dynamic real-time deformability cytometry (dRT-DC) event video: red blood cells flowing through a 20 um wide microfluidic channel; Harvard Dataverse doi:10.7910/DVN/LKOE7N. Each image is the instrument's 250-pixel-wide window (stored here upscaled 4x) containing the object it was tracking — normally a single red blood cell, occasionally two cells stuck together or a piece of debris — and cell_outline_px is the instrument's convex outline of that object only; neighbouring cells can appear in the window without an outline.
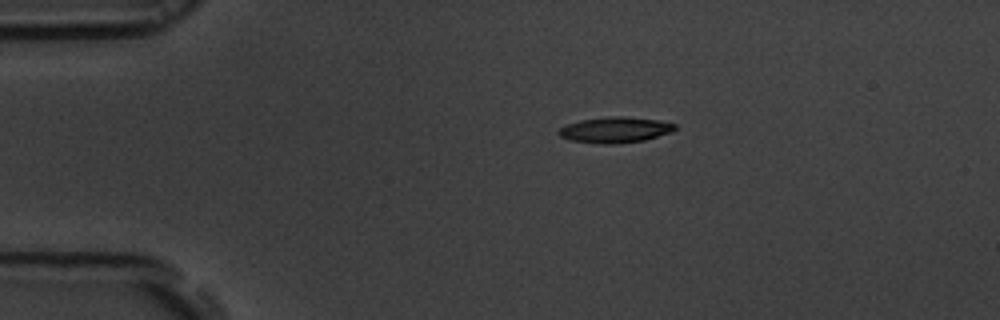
{"species": "common noctule bat (a hibernating species)", "species_latin": "Nyctalus noctula", "temperature_condition": "room temperature", "stored_images_in_passage": 45, "camera_frame_rate_fps": 3000, "um_per_image_px": 0.085, "animal": {"sex": "male", "body_mass_g": 19.5, "forearm_length_mm": 54.6}, "frame": {"image": 1, "passage_image": 1, "time_ms": 0.0, "image_size_px": [1000, 320], "cell_outline_px": [[676, 128], [672, 132], [644, 140], [612, 144], [604, 144], [572, 140], [560, 136], [556, 132], [560, 128], [568, 124], [580, 120], [608, 116], [624, 116], [660, 120], [676, 124]], "centroid_in_image_um": [52.3, 11.02], "position_along_channel_um": 32.7, "area_um2": 17.4}}
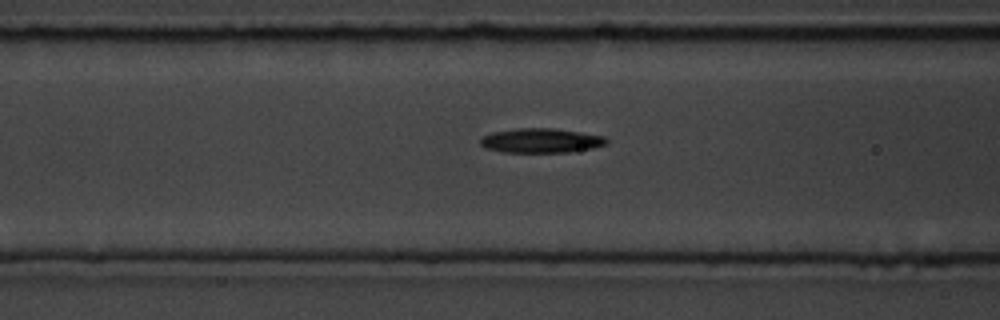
{"frame": {"image": 2, "passage_image": 12, "time_ms": 3.667, "image_size_px": [1000, 320], "cell_outline_px": [[608, 144], [592, 148], [572, 152], [504, 152], [484, 148], [480, 144], [480, 136], [492, 132], [516, 128], [552, 128], [580, 132], [604, 136], [608, 140]], "centroid_in_image_um": [45.96, 11.95], "position_along_channel_um": 120.6, "area_um2": 18.15}}
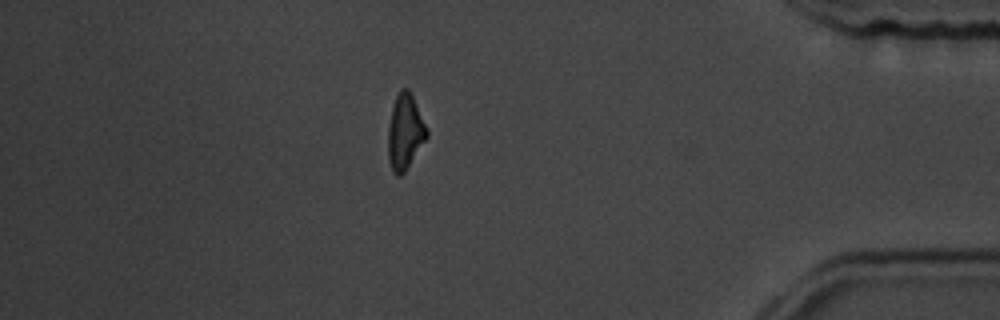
{"frame": {"image": 3, "passage_image": 38, "time_ms": 12.333, "image_size_px": [1000, 320], "cell_outline_px": [[428, 136], [404, 172], [400, 176], [396, 176], [392, 172], [388, 160], [388, 124], [392, 108], [396, 96], [400, 88], [408, 88], [412, 92], [428, 128]], "centroid_in_image_um": [34.43, 11.18], "position_along_channel_um": 400.8, "area_um2": 17.28}, "authors_computed_cell_mechanics": {"area_um2": 17.4556, "velocity_mm_per_s": 3.688, "shape_relaxation_time_tau1_ms": 4.4066, "shape_relaxation_time_tau2_ms": 8.3661, "deformation_change_tau1": 0.1936, "deformation_change_tau2": 0.2112}}